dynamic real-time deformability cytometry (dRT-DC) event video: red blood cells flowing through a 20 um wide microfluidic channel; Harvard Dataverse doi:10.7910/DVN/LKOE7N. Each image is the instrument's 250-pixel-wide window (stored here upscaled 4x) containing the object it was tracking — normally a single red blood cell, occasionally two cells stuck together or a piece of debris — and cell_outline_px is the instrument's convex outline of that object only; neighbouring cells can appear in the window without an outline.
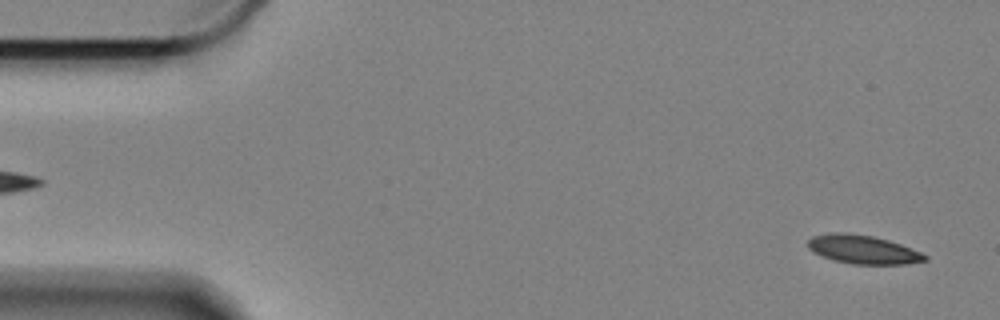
{"species": "Egyptian fruit bat (a non-hibernating species)", "species_latin": "Rousettus aegyptiacus", "temperature_condition": "cold", "stored_images_in_passage": 59, "camera_frame_rate_fps": 3000, "um_per_image_px": 0.085, "animal": {"sex": "female"}, "frame": {"image": 1, "passage_image": 2, "time_ms": 0.333, "image_size_px": [1000, 320], "cell_outline_px": [[928, 260], [904, 264], [852, 264], [832, 260], [820, 256], [812, 252], [808, 248], [808, 240], [812, 236], [836, 232], [840, 232], [872, 236], [888, 240], [900, 244], [920, 252], [928, 256]], "centroid_in_image_um": [73.32, 21.22], "position_along_channel_um": 11.7, "area_um2": 19.48}}
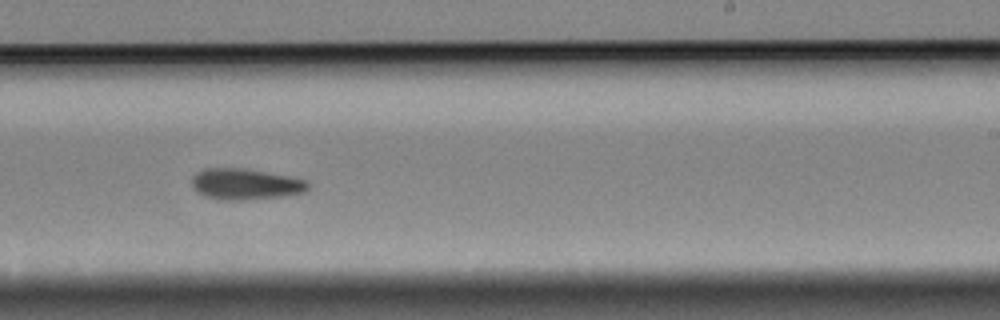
{"frame": {"image": 2, "passage_image": 35, "time_ms": 11.333, "image_size_px": [1000, 320], "cell_outline_px": [[312, 184], [308, 192], [280, 196], [240, 200], [216, 200], [204, 196], [196, 192], [192, 184], [192, 176], [196, 172], [204, 168], [244, 168], [288, 176], [308, 180]], "centroid_in_image_um": [20.87, 15.65], "position_along_channel_um": 268.1, "area_um2": 21.33}}
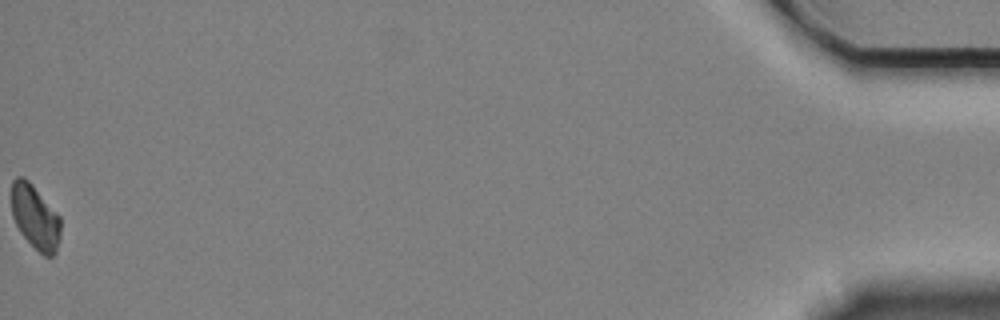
{"frame": {"image": 3, "passage_image": 59, "time_ms": 19.333, "image_size_px": [1000, 320], "cell_outline_px": [[60, 236], [56, 252], [52, 256], [44, 256], [20, 232], [12, 216], [12, 180], [16, 176], [24, 176], [32, 184], [60, 216]], "centroid_in_image_um": [2.99, 18.43], "position_along_channel_um": 432.2, "area_um2": 18.26}, "authors_computed_cell_mechanics": {"area_um2": 20.3456, "velocity_mm_per_s": 3.3088, "shape_relaxation_time_tau1_ms": 5.0246, "shape_relaxation_time_tau2_ms": 6.3122, "deformation_change_tau1": 0.1099, "deformation_change_tau2": 0.1089}}